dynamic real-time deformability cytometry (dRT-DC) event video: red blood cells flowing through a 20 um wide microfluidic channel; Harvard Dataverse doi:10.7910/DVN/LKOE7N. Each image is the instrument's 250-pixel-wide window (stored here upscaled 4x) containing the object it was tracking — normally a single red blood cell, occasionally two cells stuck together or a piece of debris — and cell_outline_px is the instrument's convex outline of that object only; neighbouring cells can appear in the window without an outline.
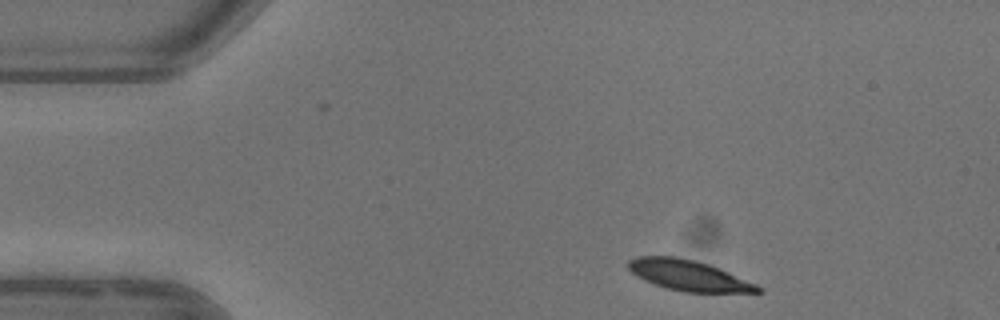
{"species": "common noctule bat (a hibernating species)", "species_latin": "Nyctalus noctula", "temperature_condition": "warm", "stored_images_in_passage": 3, "camera_frame_rate_fps": 3000, "um_per_image_px": 0.085, "animal": {"sex": "female"}, "frame": {"image": 1, "passage_image": 1, "time_ms": 0.0, "image_size_px": [1000, 320], "cell_outline_px": [[764, 292], [684, 292], [664, 288], [644, 280], [636, 276], [628, 268], [628, 260], [636, 256], [676, 256], [696, 260], [720, 268], [756, 284], [764, 288]], "centroid_in_image_um": [58.52, 23.4], "position_along_channel_um": 26.5, "area_um2": 23.24}}
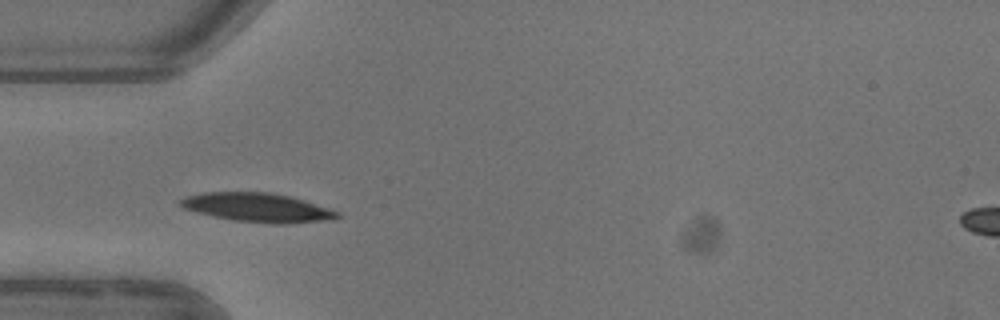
{"frame": {"image": 2, "passage_image": 3, "time_ms": 2.667, "image_size_px": [1000, 320], "cell_outline_px": [[340, 216], [332, 220], [288, 224], [272, 224], [232, 220], [212, 216], [196, 212], [184, 208], [180, 204], [180, 200], [184, 196], [204, 192], [268, 192], [288, 196], [304, 200], [332, 208], [340, 212]], "centroid_in_image_um": [21.94, 17.65], "position_along_channel_um": 63.1, "area_um2": 26.76}}